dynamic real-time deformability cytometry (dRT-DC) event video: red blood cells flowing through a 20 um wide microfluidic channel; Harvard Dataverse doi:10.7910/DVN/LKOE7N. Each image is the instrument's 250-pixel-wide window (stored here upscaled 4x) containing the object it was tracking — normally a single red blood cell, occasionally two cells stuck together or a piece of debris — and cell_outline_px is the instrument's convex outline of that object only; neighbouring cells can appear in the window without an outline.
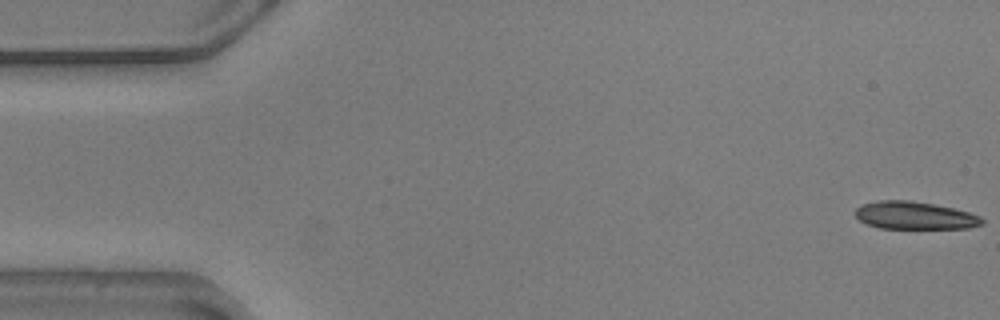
{"species": "common noctule bat (a hibernating species)", "species_latin": "Nyctalus noctula", "temperature_condition": "warm", "stored_images_in_passage": 56, "camera_frame_rate_fps": 3000, "um_per_image_px": 0.085, "animal": {"sex": "male", "body_mass_g": 20.5, "forearm_length_mm": 52.5}, "frame": {"image": 1, "passage_image": 1, "time_ms": 0.0, "image_size_px": [1000, 320], "cell_outline_px": [[984, 224], [968, 228], [880, 228], [868, 224], [860, 220], [852, 212], [856, 208], [864, 204], [876, 200], [912, 200], [952, 208], [968, 212], [980, 216], [984, 220]], "centroid_in_image_um": [77.73, 18.31], "position_along_channel_um": 7.3, "area_um2": 20.4}}
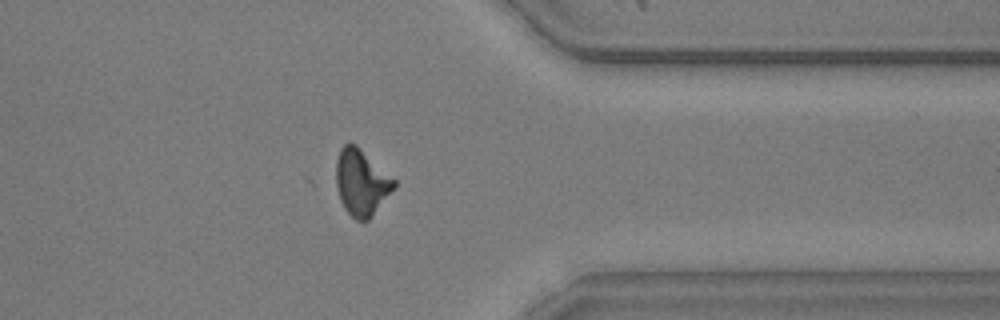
{"frame": {"image": 2, "passage_image": 44, "time_ms": 14.333, "image_size_px": [1000, 320], "cell_outline_px": [[396, 188], [372, 216], [368, 220], [356, 220], [344, 208], [340, 200], [336, 184], [336, 160], [340, 148], [344, 144], [356, 144], [396, 180]], "centroid_in_image_um": [30.73, 15.5], "position_along_channel_um": 380.7, "area_um2": 22.43}}
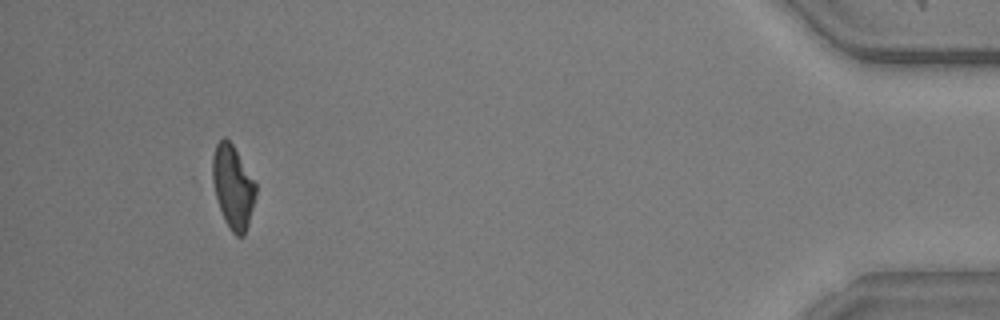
{"frame": {"image": 3, "passage_image": 52, "time_ms": 17.0, "image_size_px": [1000, 320], "cell_outline_px": [[256, 196], [248, 224], [244, 236], [236, 236], [228, 228], [224, 220], [216, 196], [212, 180], [212, 156], [216, 144], [224, 136], [232, 144], [256, 184]], "centroid_in_image_um": [19.79, 15.9], "position_along_channel_um": 415.4, "area_um2": 20.81}, "authors_computed_cell_mechanics": {"area_um2": 22.1085, "velocity_mm_per_s": 3.5894, "shape_relaxation_time_tau1_ms": 3.3246, "shape_relaxation_time_tau2_ms": 3.3656, "deformation_change_tau1": 0.1618, "deformation_change_tau2": 0.1351}}